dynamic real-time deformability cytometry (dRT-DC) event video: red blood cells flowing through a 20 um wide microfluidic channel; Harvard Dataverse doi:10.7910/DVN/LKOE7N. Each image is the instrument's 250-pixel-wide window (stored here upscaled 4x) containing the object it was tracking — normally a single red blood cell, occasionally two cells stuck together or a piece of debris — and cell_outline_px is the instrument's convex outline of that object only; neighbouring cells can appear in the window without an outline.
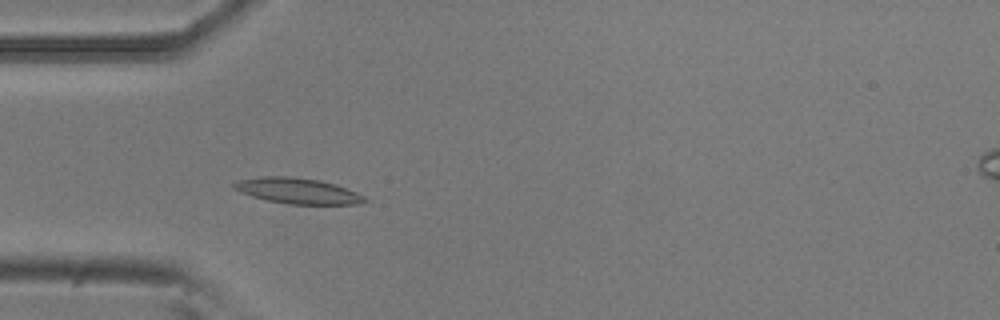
{"species": "common noctule bat (a hibernating species)", "species_latin": "Nyctalus noctula", "temperature_condition": "room temperature", "stored_images_in_passage": 44, "camera_frame_rate_fps": 3000, "um_per_image_px": 0.085, "animal": {"sex": "male", "body_mass_g": 20.5, "forearm_length_mm": 52.5}, "frame": {"image": 1, "passage_image": 7, "time_ms": 2.0, "image_size_px": [1000, 320], "cell_outline_px": [[368, 200], [360, 204], [288, 204], [268, 200], [252, 196], [240, 192], [232, 188], [232, 184], [236, 180], [260, 176], [288, 176], [320, 180], [336, 184], [356, 192], [364, 196]], "centroid_in_image_um": [25.27, 16.21], "position_along_channel_um": 59.7, "area_um2": 19.65}}
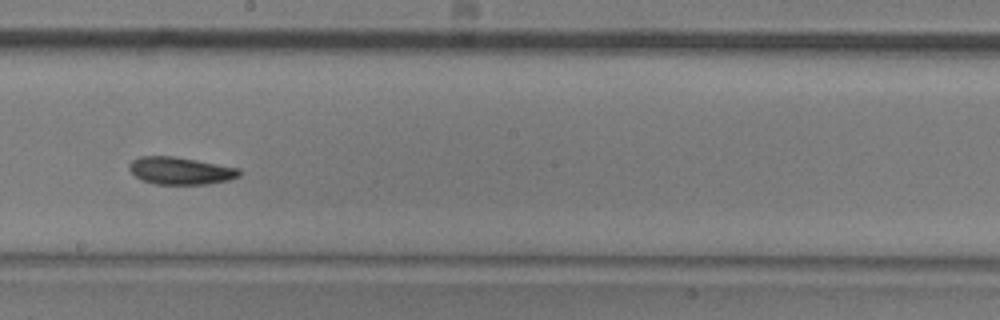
{"frame": {"image": 2, "passage_image": 21, "time_ms": 6.667, "image_size_px": [1000, 320], "cell_outline_px": [[240, 176], [228, 180], [208, 184], [156, 184], [140, 180], [128, 168], [128, 164], [132, 160], [140, 156], [172, 156], [196, 160], [240, 168]], "centroid_in_image_um": [15.32, 14.51], "position_along_channel_um": 232.9, "area_um2": 17.57}}
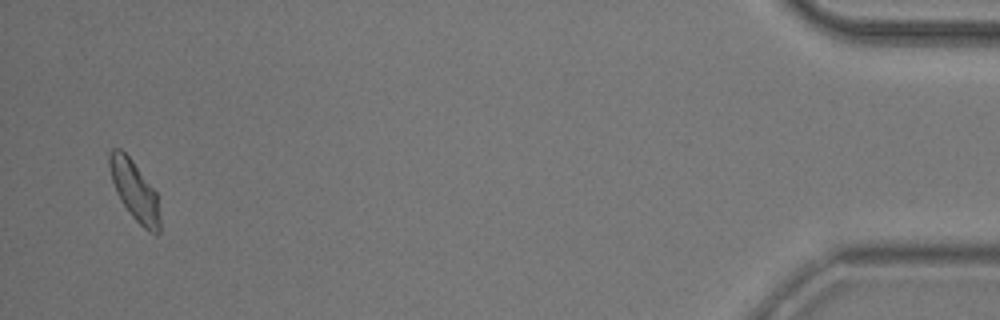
{"frame": {"image": 3, "passage_image": 43, "time_ms": 14.0, "image_size_px": [1000, 320], "cell_outline_px": [[160, 232], [156, 236], [148, 232], [132, 216], [120, 200], [116, 192], [112, 180], [108, 164], [108, 152], [112, 148], [120, 148], [132, 160], [156, 192], [160, 220]], "centroid_in_image_um": [11.43, 16.21], "position_along_channel_um": 423.8, "area_um2": 17.51}, "authors_computed_cell_mechanics": {"area_um2": 17.5712, "velocity_mm_per_s": 3.7497, "shape_relaxation_time_tau1_ms": 3.209, "shape_relaxation_time_tau2_ms": 6.0403, "deformation_change_tau1": 0.1428, "deformation_change_tau2": 0.115}}